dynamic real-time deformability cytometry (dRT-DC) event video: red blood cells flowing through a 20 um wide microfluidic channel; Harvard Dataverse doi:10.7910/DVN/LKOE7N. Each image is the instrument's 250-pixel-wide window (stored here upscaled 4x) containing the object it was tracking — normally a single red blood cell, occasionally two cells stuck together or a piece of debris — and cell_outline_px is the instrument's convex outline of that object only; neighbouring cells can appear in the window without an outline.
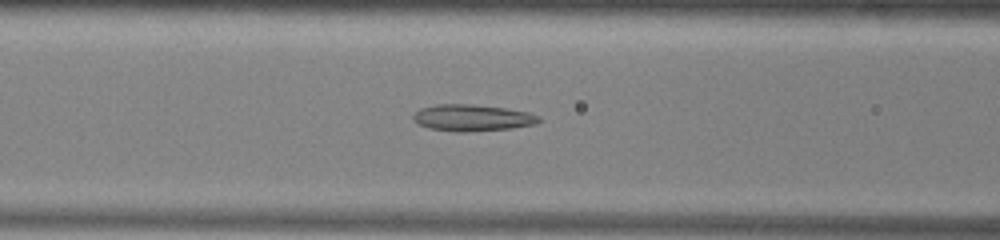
{"species": "common noctule bat (a hibernating species)", "species_latin": "Nyctalus noctula", "temperature_condition": "warm", "stored_images_in_passage": 51, "camera_frame_rate_fps": 3000, "um_per_image_px": 0.085, "animal": {"sex": "male", "body_mass_g": 13.0, "forearm_length_mm": 53.1}, "frame": {"image": 1, "passage_image": 20, "time_ms": 6.333, "image_size_px": [1000, 240], "cell_outline_px": [[544, 120], [536, 124], [512, 128], [464, 132], [452, 132], [432, 128], [416, 124], [412, 120], [412, 116], [420, 108], [436, 104], [472, 104], [508, 108], [528, 112], [540, 116]], "centroid_in_image_um": [40.16, 10.01], "position_along_channel_um": 126.4, "area_um2": 19.77}}
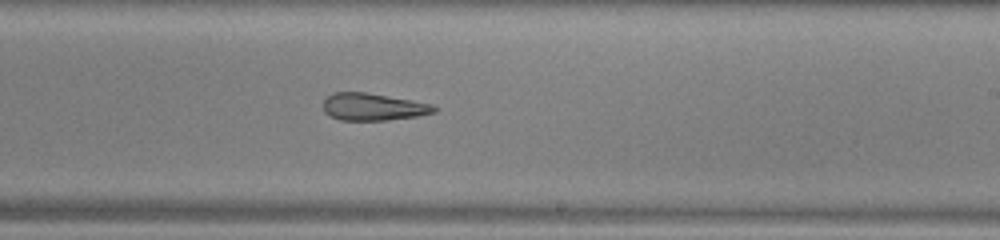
{"frame": {"image": 2, "passage_image": 30, "time_ms": 9.667, "image_size_px": [1000, 240], "cell_outline_px": [[440, 108], [436, 112], [416, 116], [388, 120], [340, 120], [324, 112], [324, 100], [332, 92], [364, 92], [432, 104]], "centroid_in_image_um": [31.73, 9.08], "position_along_channel_um": 257.3, "area_um2": 17.46}}
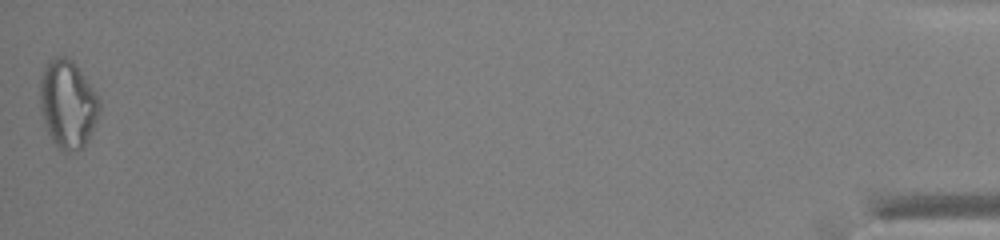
{"frame": {"image": 3, "passage_image": 51, "time_ms": 16.667, "image_size_px": [1000, 240], "cell_outline_px": [[100, 112], [84, 144], [76, 152], [64, 152], [52, 140], [48, 132], [40, 108], [40, 80], [44, 68], [48, 60], [56, 56], [64, 56], [72, 60], [96, 92], [100, 100]], "centroid_in_image_um": [5.75, 8.82], "position_along_channel_um": 429.5, "area_um2": 30.17}, "authors_computed_cell_mechanics": {"area_um2": 22.0796, "velocity_mm_per_s": 3.935, "shape_relaxation_time_tau1_ms": null, "shape_relaxation_time_tau2_ms": 6.9179, "deformation_change_tau1": null, "deformation_change_tau2": 0.2157}}